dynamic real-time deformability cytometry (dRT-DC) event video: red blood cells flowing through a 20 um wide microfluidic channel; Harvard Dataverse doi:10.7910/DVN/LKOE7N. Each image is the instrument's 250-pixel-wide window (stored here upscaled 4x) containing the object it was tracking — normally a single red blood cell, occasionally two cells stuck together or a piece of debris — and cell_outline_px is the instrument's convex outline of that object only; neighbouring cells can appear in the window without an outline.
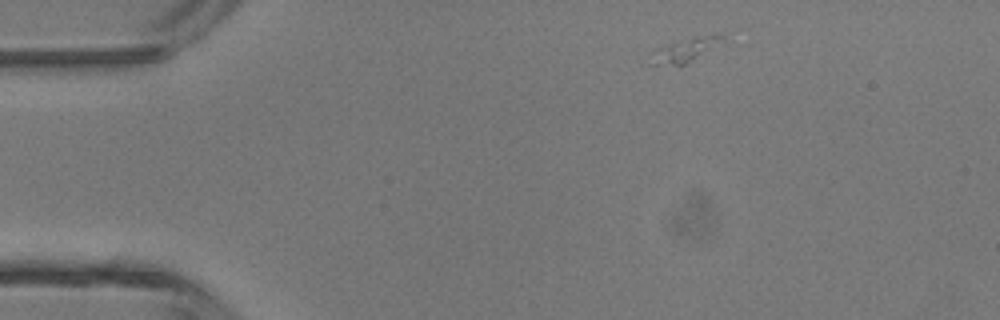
{"species": "common noctule bat (a hibernating species)", "species_latin": "Nyctalus noctula", "temperature_condition": "room temperature", "stored_images_in_passage": 14, "camera_frame_rate_fps": 3000, "um_per_image_px": 0.085, "animal": {"sex": "male", "body_mass_g": 13.3}, "frame": {"image": 1, "passage_image": 1, "time_ms": 0.0, "image_size_px": [1000, 320], "cell_outline_px": [[736, 44], [684, 64], [648, 64], [652, 52], [668, 44], [696, 36], [732, 36]], "centroid_in_image_um": [58.66, 4.22], "position_along_channel_um": 26.3, "area_um2": 11.1}}
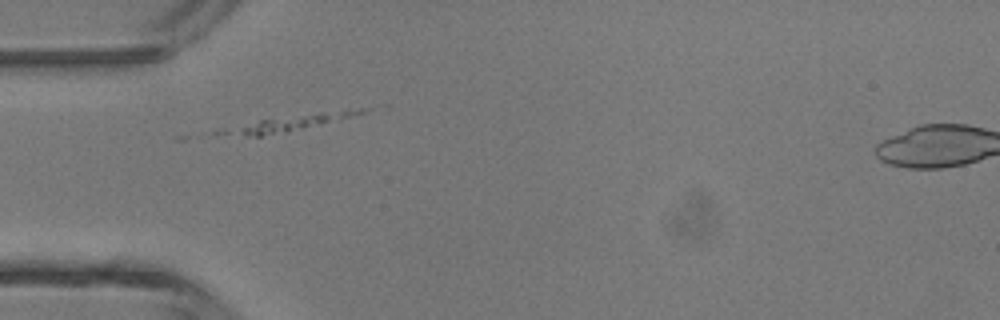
{"frame": {"image": 2, "passage_image": 8, "time_ms": 2.333, "image_size_px": [1000, 320], "cell_outline_px": [[388, 108], [284, 132], [260, 136], [256, 136], [244, 132], [244, 128], [260, 120], [380, 104], [384, 104]], "centroid_in_image_um": [26.01, 10.22], "position_along_channel_um": 59.0, "area_um2": 11.44}}